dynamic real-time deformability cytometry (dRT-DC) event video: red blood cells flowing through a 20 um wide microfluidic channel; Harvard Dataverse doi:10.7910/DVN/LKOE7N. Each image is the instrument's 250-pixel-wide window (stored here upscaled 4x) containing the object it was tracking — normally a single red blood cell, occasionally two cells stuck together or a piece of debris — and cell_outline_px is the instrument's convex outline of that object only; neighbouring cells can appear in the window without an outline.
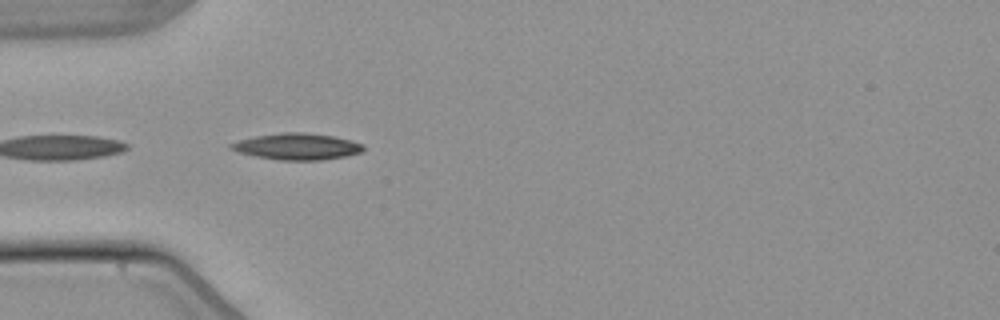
{"species": "common noctule bat (a hibernating species)", "species_latin": "Nyctalus noctula", "temperature_condition": "warm", "stored_images_in_passage": 5, "camera_frame_rate_fps": 3000, "um_per_image_px": 0.085, "animal": {"sex": "male", "body_mass_g": 21.5, "forearm_length_mm": 52.0}, "frame": {"image": 1, "passage_image": 1, "time_ms": 0.0, "image_size_px": [1000, 320], "cell_outline_px": [[364, 148], [360, 152], [344, 156], [320, 160], [280, 160], [256, 156], [236, 152], [228, 148], [228, 144], [240, 140], [256, 136], [284, 132], [304, 132], [332, 136], [352, 140], [364, 144]], "centroid_in_image_um": [25.22, 12.45], "position_along_channel_um": 59.8, "area_um2": 20.29}}